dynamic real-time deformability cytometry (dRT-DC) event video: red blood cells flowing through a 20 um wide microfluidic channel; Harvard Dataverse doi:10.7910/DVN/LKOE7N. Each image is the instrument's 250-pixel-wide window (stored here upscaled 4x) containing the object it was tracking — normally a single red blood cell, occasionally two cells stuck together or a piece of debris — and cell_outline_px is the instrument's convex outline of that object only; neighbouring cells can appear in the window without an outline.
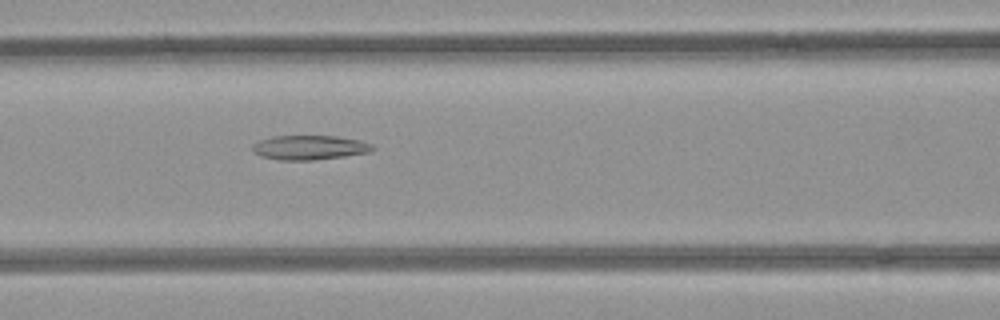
{"species": "common noctule bat (a hibernating species)", "species_latin": "Nyctalus noctula", "temperature_condition": "room temperature", "stored_images_in_passage": 39, "camera_frame_rate_fps": 3000, "um_per_image_px": 0.085, "animal": {"sex": "female", "body_mass_g": 21.9}, "frame": {"image": 1, "passage_image": 9, "time_ms": 2.667, "image_size_px": [1000, 320], "cell_outline_px": [[376, 148], [368, 152], [344, 156], [312, 160], [280, 160], [260, 156], [252, 152], [252, 144], [260, 140], [272, 136], [336, 136], [360, 140], [372, 144]], "centroid_in_image_um": [26.28, 12.53], "position_along_channel_um": 140.3, "area_um2": 17.11}}
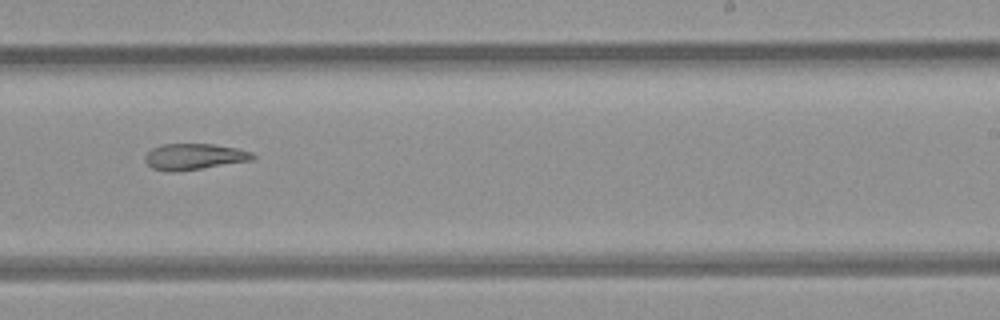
{"frame": {"image": 2, "passage_image": 19, "time_ms": 6.0, "image_size_px": [1000, 320], "cell_outline_px": [[256, 156], [252, 160], [200, 168], [172, 172], [152, 168], [144, 160], [144, 156], [152, 148], [160, 144], [216, 144], [236, 148], [252, 152]], "centroid_in_image_um": [16.48, 13.3], "position_along_channel_um": 272.5, "area_um2": 16.24}}
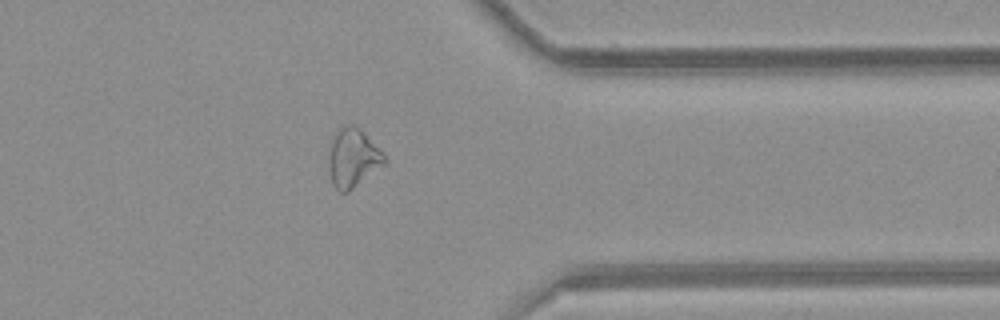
{"frame": {"image": 3, "passage_image": 28, "time_ms": 9.0, "image_size_px": [1000, 320], "cell_outline_px": [[388, 160], [384, 164], [348, 192], [340, 192], [332, 184], [328, 168], [328, 144], [336, 132], [344, 124], [352, 124], [360, 128], [384, 152]], "centroid_in_image_um": [29.98, 13.39], "position_along_channel_um": 381.4, "area_um2": 19.42}, "authors_computed_cell_mechanics": {"area_um2": 18.0336, "velocity_mm_per_s": 3.965, "shape_relaxation_time_tau1_ms": null, "shape_relaxation_time_tau2_ms": 6.7074, "deformation_change_tau1": null, "deformation_change_tau2": 0.1656}}